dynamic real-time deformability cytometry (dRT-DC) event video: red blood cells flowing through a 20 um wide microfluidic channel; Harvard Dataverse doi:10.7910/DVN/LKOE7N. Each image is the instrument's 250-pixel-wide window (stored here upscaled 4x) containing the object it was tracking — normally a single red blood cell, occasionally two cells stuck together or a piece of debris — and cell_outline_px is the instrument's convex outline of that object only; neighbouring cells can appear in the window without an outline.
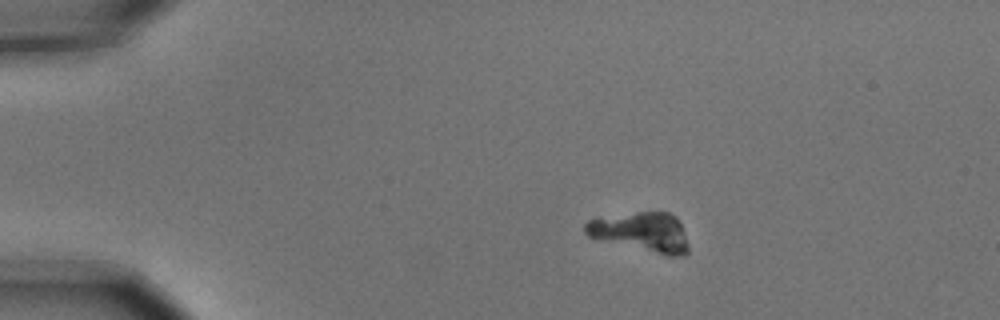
{"species": "common noctule bat (a hibernating species)", "species_latin": "Nyctalus noctula", "temperature_condition": "cold", "stored_images_in_passage": 5, "camera_frame_rate_fps": 3000, "um_per_image_px": 0.085, "animal": {"sex": "male", "body_mass_g": 15.6}, "frame": {"image": 1, "passage_image": 3, "time_ms": 0.667, "image_size_px": [1000, 320], "cell_outline_px": [[688, 252], [684, 256], [668, 256], [596, 240], [588, 236], [584, 232], [584, 224], [588, 220], [636, 212], [668, 212], [676, 216], [680, 224], [688, 248]], "centroid_in_image_um": [54.48, 19.75], "position_along_channel_um": 30.5, "area_um2": 23.76}}